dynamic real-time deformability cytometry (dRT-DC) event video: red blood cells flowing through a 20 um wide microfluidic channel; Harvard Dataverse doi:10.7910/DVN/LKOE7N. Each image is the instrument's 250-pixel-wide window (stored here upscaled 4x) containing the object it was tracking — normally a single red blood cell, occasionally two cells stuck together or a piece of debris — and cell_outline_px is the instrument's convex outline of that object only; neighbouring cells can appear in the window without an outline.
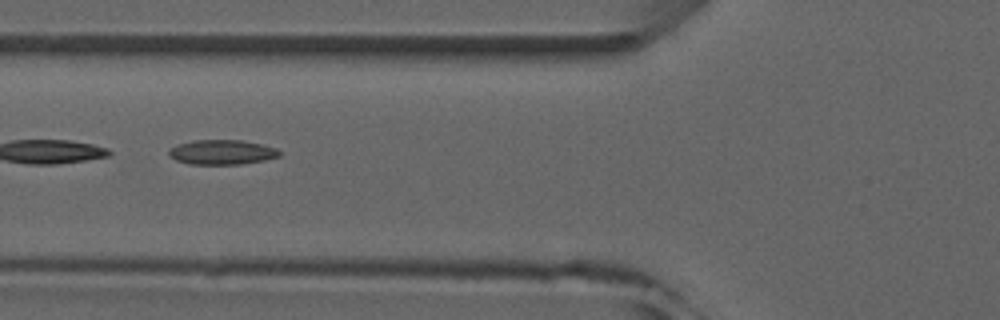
{"species": "common noctule bat (a hibernating species)", "species_latin": "Nyctalus noctula", "temperature_condition": "room temperature", "stored_images_in_passage": 5, "camera_frame_rate_fps": 3000, "um_per_image_px": 0.085, "animal": {"sex": "male", "forearm_length_mm": 52.5}, "frame": {"image": 1, "passage_image": 4, "time_ms": 3.333, "image_size_px": [1000, 320], "cell_outline_px": [[280, 156], [264, 160], [240, 164], [188, 164], [176, 160], [168, 156], [168, 148], [192, 140], [240, 140], [260, 144], [276, 148], [280, 152]], "centroid_in_image_um": [18.82, 12.94], "position_along_channel_um": 107.0, "area_um2": 15.9}}
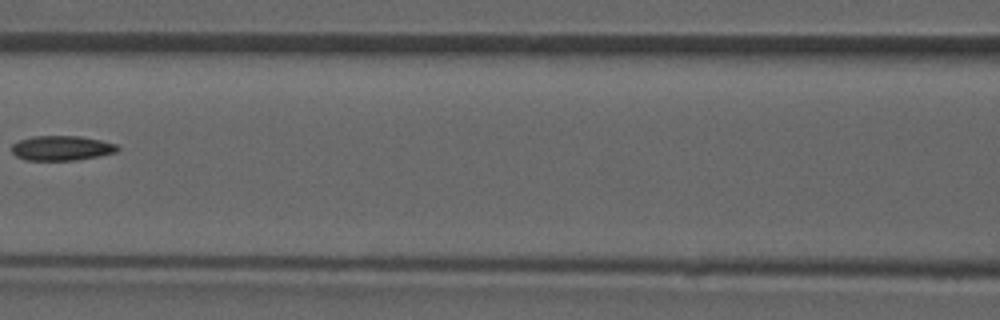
{"frame": {"image": 2, "passage_image": 5, "time_ms": 4.667, "image_size_px": [1000, 320], "cell_outline_px": [[120, 148], [116, 152], [76, 160], [24, 160], [16, 156], [12, 152], [12, 144], [20, 140], [32, 136], [80, 136], [100, 140], [116, 144]], "centroid_in_image_um": [5.21, 12.58], "position_along_channel_um": 161.4, "area_um2": 15.2}}